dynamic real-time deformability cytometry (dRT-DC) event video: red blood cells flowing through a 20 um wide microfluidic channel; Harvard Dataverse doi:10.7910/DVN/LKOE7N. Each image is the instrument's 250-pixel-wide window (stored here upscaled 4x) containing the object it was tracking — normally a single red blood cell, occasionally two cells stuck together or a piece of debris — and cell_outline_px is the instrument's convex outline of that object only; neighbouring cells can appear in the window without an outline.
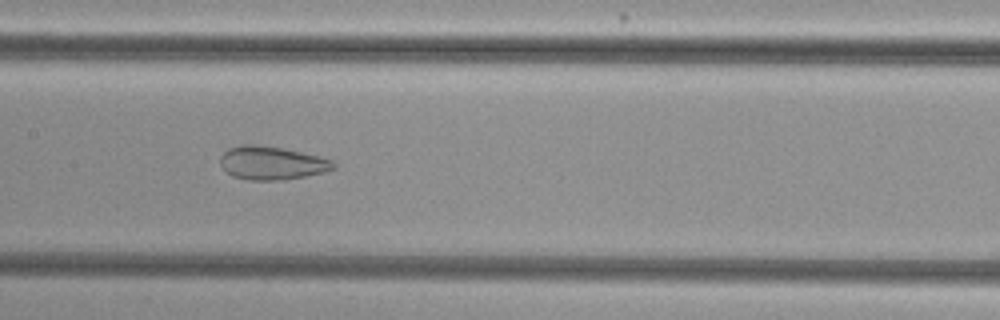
{"species": "common noctule bat (a hibernating species)", "species_latin": "Nyctalus noctula", "temperature_condition": "cold", "stored_images_in_passage": 40, "camera_frame_rate_fps": 3000, "um_per_image_px": 0.085, "animal": {"sex": "female", "body_mass_g": 29.2, "forearm_length_mm": 56.3}, "frame": {"image": 1, "passage_image": 13, "time_ms": 4.0, "image_size_px": [1000, 320], "cell_outline_px": [[336, 168], [324, 172], [304, 176], [280, 180], [248, 180], [232, 176], [220, 164], [220, 156], [228, 148], [240, 144], [256, 144], [284, 148], [320, 156], [332, 160], [336, 164]], "centroid_in_image_um": [23.1, 13.84], "position_along_channel_um": 184.3, "area_um2": 22.14}}
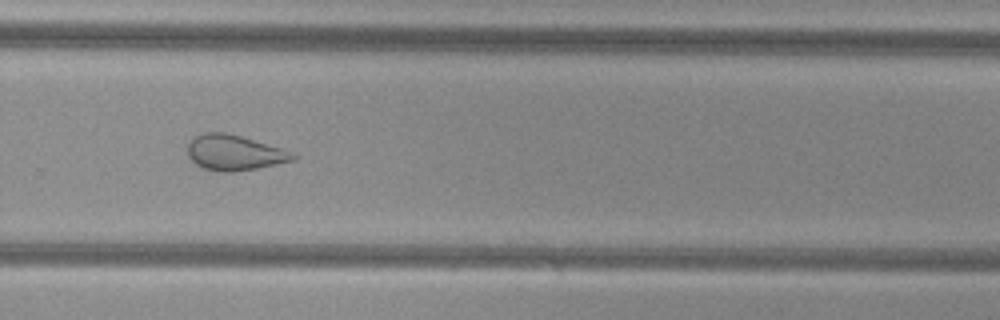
{"frame": {"image": 2, "passage_image": 23, "time_ms": 7.333, "image_size_px": [1000, 320], "cell_outline_px": [[300, 156], [292, 160], [256, 168], [232, 172], [220, 172], [200, 168], [188, 156], [188, 144], [192, 136], [204, 132], [224, 132], [240, 136], [280, 148]], "centroid_in_image_um": [19.85, 12.97], "position_along_channel_um": 310.0, "area_um2": 21.56}}
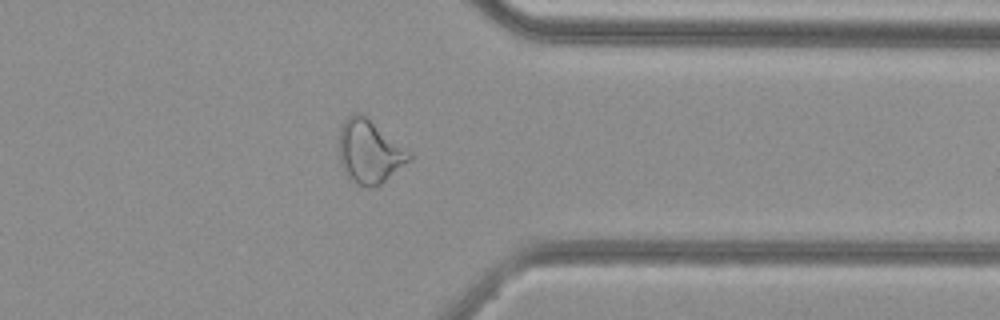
{"frame": {"image": 3, "passage_image": 29, "time_ms": 9.333, "image_size_px": [1000, 320], "cell_outline_px": [[412, 156], [408, 160], [380, 184], [372, 188], [368, 188], [352, 180], [344, 172], [340, 164], [340, 128], [344, 120], [348, 116], [356, 112], [360, 112], [412, 152]], "centroid_in_image_um": [31.39, 12.87], "position_along_channel_um": 380.0, "area_um2": 25.43}, "authors_computed_cell_mechanics": {"area_um2": 23.9581, "velocity_mm_per_s": 3.7785, "shape_relaxation_time_tau1_ms": null, "shape_relaxation_time_tau2_ms": 1.7154, "deformation_change_tau1": null, "deformation_change_tau2": 0.0887}}